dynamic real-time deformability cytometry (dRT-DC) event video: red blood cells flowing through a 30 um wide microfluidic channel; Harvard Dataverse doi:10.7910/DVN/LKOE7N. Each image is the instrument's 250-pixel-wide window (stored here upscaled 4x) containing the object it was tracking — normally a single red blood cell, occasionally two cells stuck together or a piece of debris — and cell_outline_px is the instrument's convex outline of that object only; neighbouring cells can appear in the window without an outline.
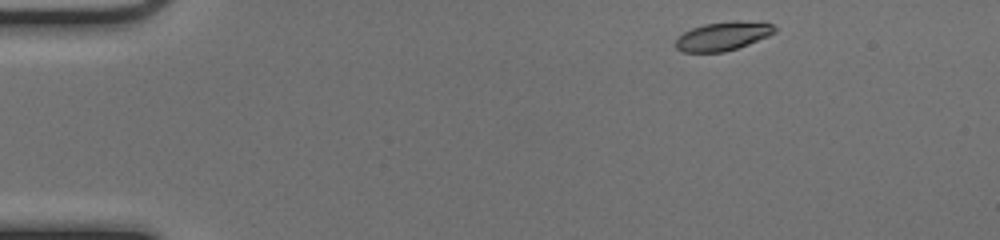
{"species": "common noctule bat (a hibernating species)", "species_latin": "Nyctalus noctula", "temperature_condition": "cold", "stored_images_in_passage": 45, "camera_frame_rate_fps": 3000, "um_per_image_px": 0.085, "animal": {"sex": "female", "body_mass_g": 17.0, "forearm_length_mm": 48.0}, "frame": {"image": 1, "passage_image": 1, "time_ms": 0.0, "image_size_px": [1000, 240], "cell_outline_px": [[776, 32], [768, 36], [748, 44], [724, 52], [684, 52], [676, 48], [672, 44], [684, 32], [692, 28], [704, 24], [732, 20], [764, 20], [772, 24], [776, 28]], "centroid_in_image_um": [61.49, 3.04], "position_along_channel_um": 23.5, "area_um2": 16.94}}
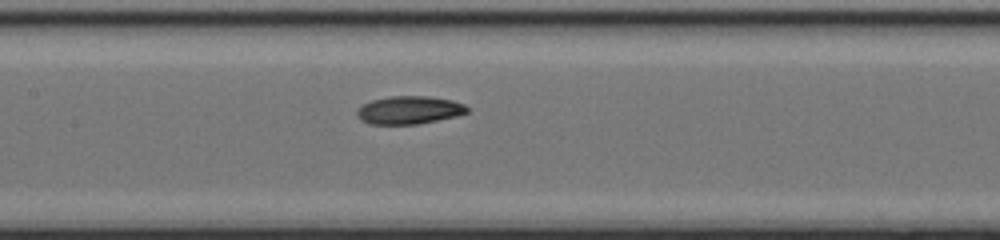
{"frame": {"image": 2, "passage_image": 19, "time_ms": 6.0, "image_size_px": [1000, 240], "cell_outline_px": [[468, 112], [456, 116], [416, 124], [368, 124], [360, 120], [356, 116], [356, 112], [364, 104], [372, 100], [388, 96], [428, 96], [452, 100], [464, 104], [468, 108]], "centroid_in_image_um": [34.76, 9.35], "position_along_channel_um": 172.6, "area_um2": 17.92}}
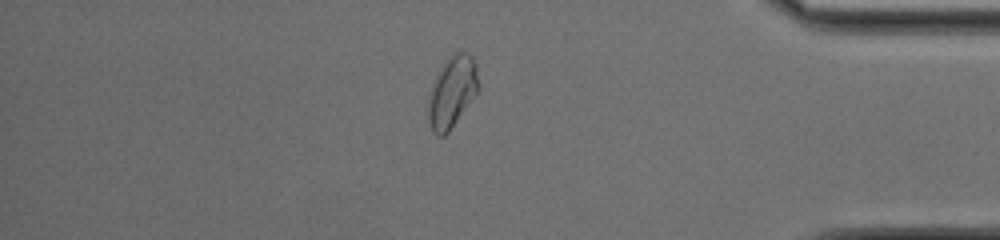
{"frame": {"image": 3, "passage_image": 38, "time_ms": 12.333, "image_size_px": [1000, 240], "cell_outline_px": [[480, 88], [448, 132], [444, 136], [436, 136], [432, 132], [428, 120], [428, 96], [432, 84], [436, 76], [452, 52], [468, 52], [472, 56], [476, 64], [480, 84]], "centroid_in_image_um": [38.43, 7.8], "position_along_channel_um": 396.8, "area_um2": 20.92}, "authors_computed_cell_mechanics": {"area_um2": 18.4382, "velocity_mm_per_s": 4.0034, "shape_relaxation_time_tau1_ms": 4.058, "shape_relaxation_time_tau2_ms": 7.4825, "deformation_change_tau1": 0.1506, "deformation_change_tau2": 0.1088}}